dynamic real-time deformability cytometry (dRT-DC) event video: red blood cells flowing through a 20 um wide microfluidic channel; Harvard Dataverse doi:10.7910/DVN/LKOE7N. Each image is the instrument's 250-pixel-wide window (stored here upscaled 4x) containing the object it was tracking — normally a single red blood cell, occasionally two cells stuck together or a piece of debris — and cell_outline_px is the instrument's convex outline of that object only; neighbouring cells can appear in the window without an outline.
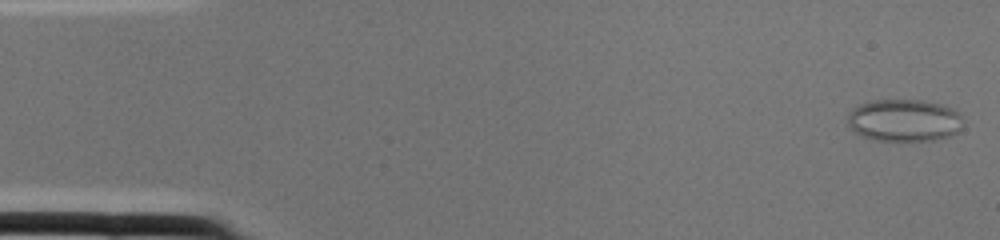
{"species": "common noctule bat (a hibernating species)", "species_latin": "Nyctalus noctula", "temperature_condition": "cold", "stored_images_in_passage": 2, "camera_frame_rate_fps": 3000, "um_per_image_px": 0.085, "animal": {"sex": "female", "body_mass_g": 22.0, "forearm_length_mm": 56.7}, "frame": {"image": 1, "passage_image": 1, "time_ms": 0.0, "image_size_px": [1000, 240], "cell_outline_px": [[964, 128], [948, 136], [932, 140], [876, 140], [864, 136], [856, 132], [848, 124], [848, 112], [852, 108], [860, 104], [872, 100], [920, 100], [940, 104], [952, 108], [964, 120]], "centroid_in_image_um": [76.87, 10.22], "position_along_channel_um": 8.1, "area_um2": 28.32}}
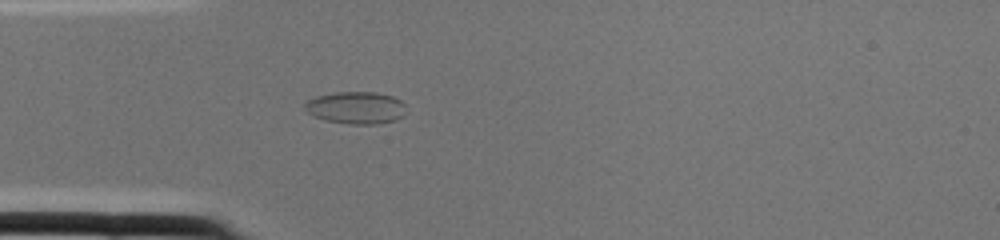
{"frame": {"image": 2, "passage_image": 2, "time_ms": 0.333, "image_size_px": [1000, 240], "cell_outline_px": [[404, 116], [396, 120], [376, 124], [352, 124], [324, 120], [308, 112], [304, 108], [304, 100], [316, 96], [336, 92], [376, 92], [392, 96], [400, 100], [404, 104]], "centroid_in_image_um": [30.24, 9.15], "position_along_channel_um": 54.8, "area_um2": 19.07}}